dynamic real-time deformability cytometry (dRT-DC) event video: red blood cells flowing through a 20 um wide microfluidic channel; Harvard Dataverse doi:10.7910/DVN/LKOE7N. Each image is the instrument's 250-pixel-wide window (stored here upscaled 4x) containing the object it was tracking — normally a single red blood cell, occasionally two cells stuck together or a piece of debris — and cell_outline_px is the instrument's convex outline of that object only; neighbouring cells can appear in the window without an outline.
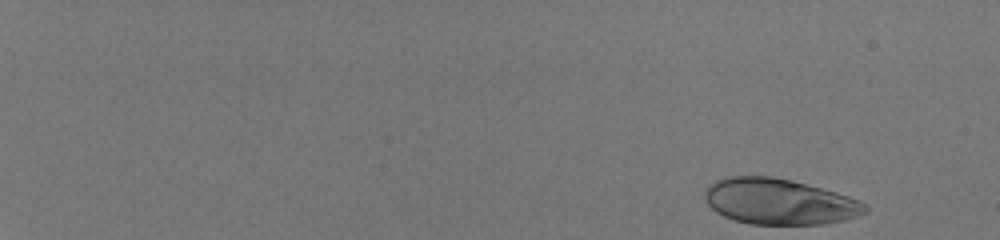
{"species": "human", "species_latin": "Homo sapiens", "temperature_condition": "room temperature", "stored_images_in_passage": 50, "camera_frame_rate_fps": 3000, "um_per_image_px": 0.085, "donor": {"sex": "male"}, "frame": {"image": 1, "passage_image": 1, "time_ms": 0.0, "image_size_px": [1000, 240], "cell_outline_px": [[868, 212], [860, 216], [844, 220], [824, 224], [752, 224], [736, 220], [724, 216], [716, 212], [708, 204], [704, 196], [704, 192], [708, 184], [716, 180], [728, 176], [772, 176], [792, 180], [836, 192], [860, 200], [868, 208]], "centroid_in_image_um": [66.24, 17.13], "position_along_channel_um": 18.8, "area_um2": 42.95}}
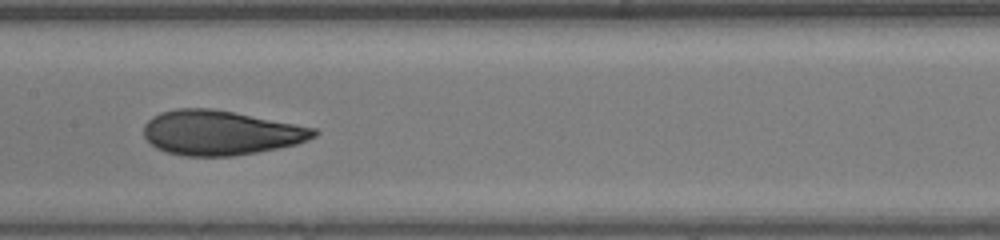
{"frame": {"image": 2, "passage_image": 29, "time_ms": 9.333, "image_size_px": [1000, 240], "cell_outline_px": [[320, 132], [316, 136], [308, 140], [296, 144], [256, 152], [232, 156], [184, 156], [168, 152], [156, 148], [144, 136], [144, 124], [152, 116], [160, 112], [176, 108], [212, 108], [316, 128]], "centroid_in_image_um": [18.73, 11.28], "position_along_channel_um": 188.7, "area_um2": 44.1}}
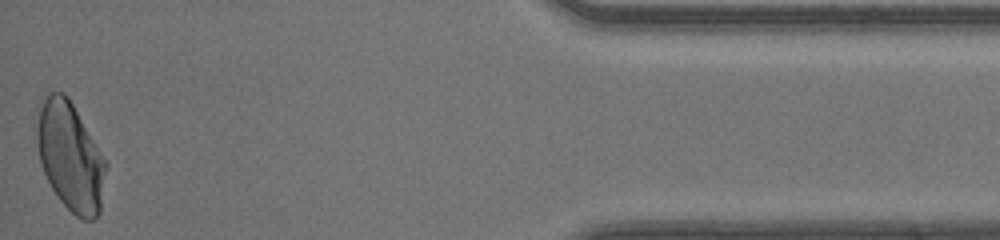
{"frame": {"image": 3, "passage_image": 50, "time_ms": 16.333, "image_size_px": [1000, 240], "cell_outline_px": [[108, 164], [100, 212], [92, 220], [84, 220], [76, 216], [60, 200], [52, 188], [40, 164], [36, 140], [36, 108], [40, 100], [48, 92], [64, 92], [68, 96]], "centroid_in_image_um": [5.95, 13.26], "position_along_channel_um": 429.3, "area_um2": 44.1}, "authors_computed_cell_mechanics": {"area_um2": 43.1477, "velocity_mm_per_s": 4.1797, "shape_relaxation_time_tau1_ms": 5.4262, "shape_relaxation_time_tau2_ms": null, "deformation_change_tau1": 0.2246, "deformation_change_tau2": null}}